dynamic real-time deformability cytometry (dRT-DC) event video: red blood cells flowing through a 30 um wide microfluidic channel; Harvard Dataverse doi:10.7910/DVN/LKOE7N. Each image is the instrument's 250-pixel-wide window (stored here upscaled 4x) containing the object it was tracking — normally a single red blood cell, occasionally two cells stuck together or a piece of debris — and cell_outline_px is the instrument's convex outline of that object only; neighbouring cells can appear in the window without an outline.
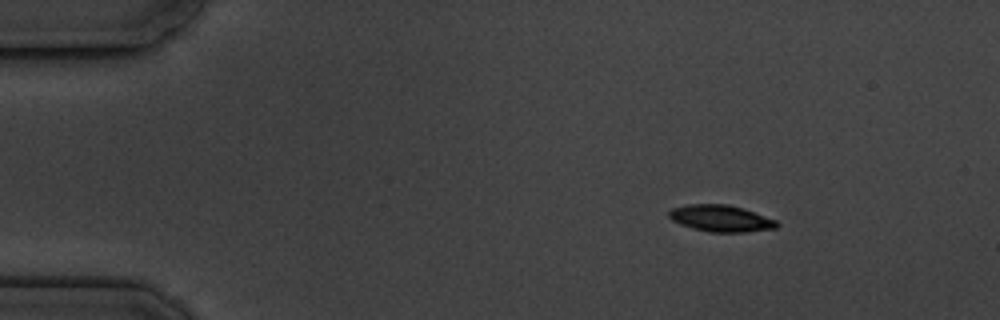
{"species": "common noctule bat (a hibernating species)", "species_latin": "Nyctalus noctula", "temperature_condition": "cold", "stored_images_in_passage": 6, "camera_frame_rate_fps": 3000, "um_per_image_px": 0.085, "animal": {"sex": "male", "body_mass_g": 19.5, "forearm_length_mm": 54.6}, "frame": {"image": 1, "passage_image": 2, "time_ms": 1.333, "image_size_px": [1000, 320], "cell_outline_px": [[780, 224], [776, 228], [748, 232], [708, 232], [692, 228], [680, 224], [672, 220], [668, 216], [668, 212], [672, 208], [688, 204], [728, 204], [776, 220]], "centroid_in_image_um": [61.24, 18.57], "position_along_channel_um": 23.8, "area_um2": 16.65}}
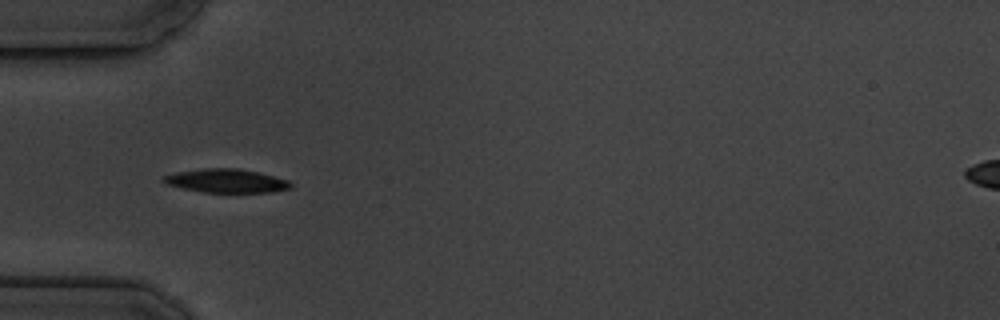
{"frame": {"image": 2, "passage_image": 5, "time_ms": 4.667, "image_size_px": [1000, 320], "cell_outline_px": [[292, 188], [272, 192], [204, 192], [184, 188], [168, 184], [160, 180], [164, 176], [176, 172], [204, 168], [240, 168], [288, 180], [292, 184]], "centroid_in_image_um": [19.25, 15.36], "position_along_channel_um": 65.8, "area_um2": 17.34}}